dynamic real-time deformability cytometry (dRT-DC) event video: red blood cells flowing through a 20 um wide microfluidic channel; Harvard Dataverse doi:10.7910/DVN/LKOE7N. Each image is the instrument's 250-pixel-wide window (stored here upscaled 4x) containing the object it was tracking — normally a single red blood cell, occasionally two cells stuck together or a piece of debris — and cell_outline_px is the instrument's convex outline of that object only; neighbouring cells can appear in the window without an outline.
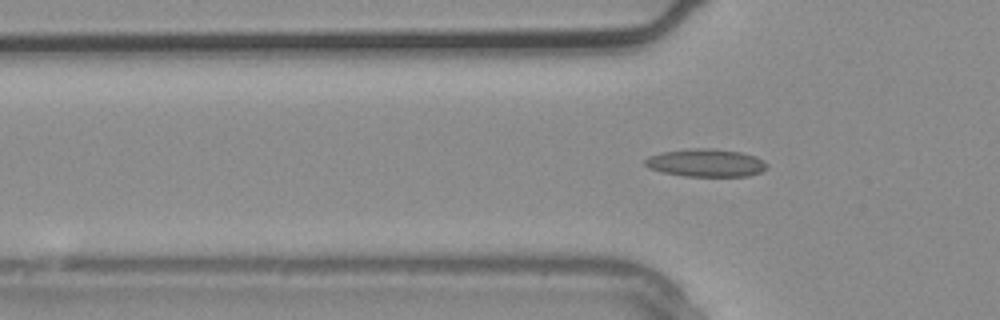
{"species": "common noctule bat (a hibernating species)", "species_latin": "Nyctalus noctula", "temperature_condition": "warm", "stored_images_in_passage": 3, "camera_frame_rate_fps": 3000, "um_per_image_px": 0.085, "animal": {"sex": "male", "body_mass_g": 20.4}, "frame": {"image": 1, "passage_image": 3, "time_ms": 0.667, "image_size_px": [1000, 320], "cell_outline_px": [[768, 168], [760, 172], [748, 176], [684, 176], [664, 172], [648, 168], [644, 164], [644, 160], [648, 156], [664, 152], [692, 148], [712, 148], [740, 152], [756, 156], [764, 160], [768, 164]], "centroid_in_image_um": [60.03, 13.84], "position_along_channel_um": 65.8, "area_um2": 19.83}}